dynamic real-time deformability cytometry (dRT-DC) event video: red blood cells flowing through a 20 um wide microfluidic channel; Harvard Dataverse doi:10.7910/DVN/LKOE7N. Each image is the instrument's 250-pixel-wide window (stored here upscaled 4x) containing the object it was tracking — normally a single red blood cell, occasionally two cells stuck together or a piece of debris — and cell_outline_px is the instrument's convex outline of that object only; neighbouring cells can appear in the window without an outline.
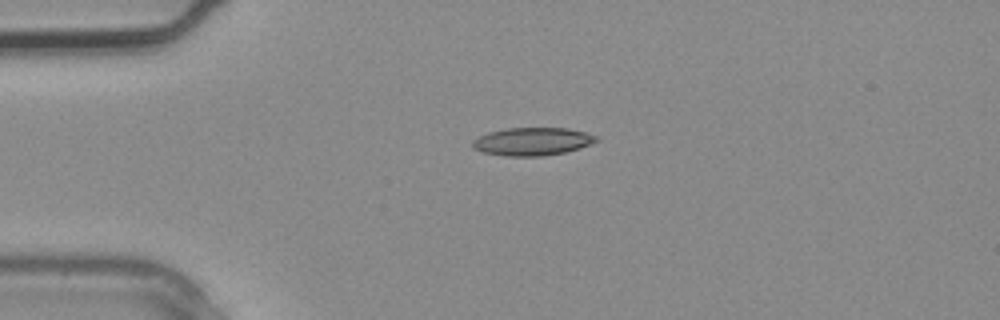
{"species": "common noctule bat (a hibernating species)", "species_latin": "Nyctalus noctula", "temperature_condition": "warm", "stored_images_in_passage": 2, "camera_frame_rate_fps": 3000, "um_per_image_px": 0.085, "animal": {"sex": "male", "body_mass_g": 20.4}, "frame": {"image": 1, "passage_image": 2, "time_ms": 0.333, "image_size_px": [1000, 320], "cell_outline_px": [[600, 140], [580, 148], [564, 152], [544, 156], [508, 156], [484, 152], [472, 148], [472, 140], [488, 132], [508, 128], [568, 128], [584, 132], [596, 136]], "centroid_in_image_um": [45.25, 12.02], "position_along_channel_um": 39.7, "area_um2": 20.06}}